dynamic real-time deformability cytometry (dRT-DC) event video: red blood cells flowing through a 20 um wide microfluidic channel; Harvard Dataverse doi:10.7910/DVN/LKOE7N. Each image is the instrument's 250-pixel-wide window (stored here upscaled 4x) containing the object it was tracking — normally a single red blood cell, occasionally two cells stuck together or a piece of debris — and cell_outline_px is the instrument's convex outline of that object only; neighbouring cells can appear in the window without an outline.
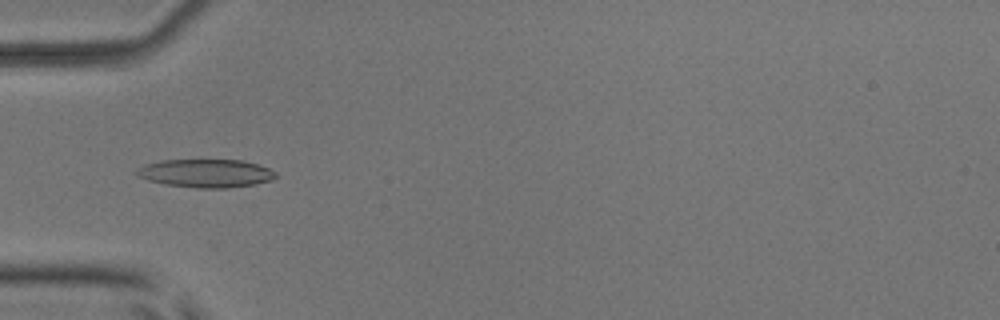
{"species": "common noctule bat (a hibernating species)", "species_latin": "Nyctalus noctula", "temperature_condition": "room temperature", "stored_images_in_passage": 4, "camera_frame_rate_fps": 3000, "um_per_image_px": 0.085, "animal": {"sex": "male", "body_mass_g": 17.9, "forearm_length_mm": 54.2}, "frame": {"image": 1, "passage_image": 4, "time_ms": 4.333, "image_size_px": [1000, 320], "cell_outline_px": [[276, 176], [272, 180], [252, 184], [228, 188], [200, 188], [164, 184], [148, 180], [136, 176], [136, 172], [144, 164], [160, 160], [240, 160], [256, 164], [268, 168], [276, 172]], "centroid_in_image_um": [17.47, 14.73], "position_along_channel_um": 67.5, "area_um2": 22.72}}